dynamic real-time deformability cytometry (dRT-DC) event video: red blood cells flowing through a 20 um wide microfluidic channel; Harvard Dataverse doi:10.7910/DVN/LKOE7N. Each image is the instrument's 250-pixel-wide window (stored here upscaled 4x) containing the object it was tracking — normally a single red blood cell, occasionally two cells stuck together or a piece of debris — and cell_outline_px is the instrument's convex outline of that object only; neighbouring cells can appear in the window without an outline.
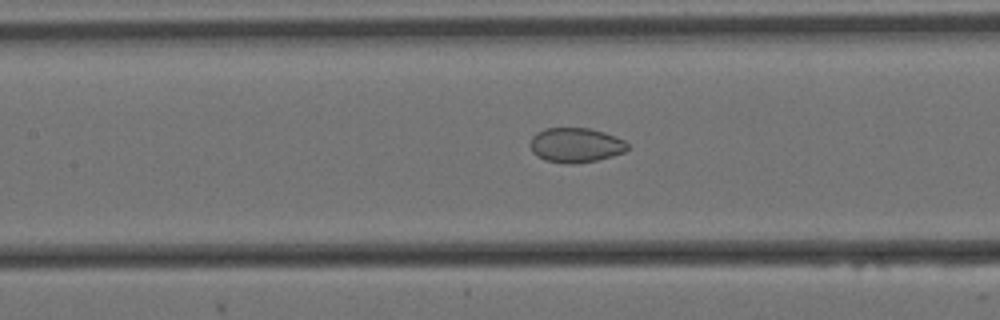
{"species": "Egyptian fruit bat (a non-hibernating species)", "species_latin": "Rousettus aegyptiacus", "temperature_condition": "cold", "stored_images_in_passage": 37, "camera_frame_rate_fps": 3000, "um_per_image_px": 0.085, "animal": {"sex": "female"}, "frame": {"image": 1, "passage_image": 17, "time_ms": 5.333, "image_size_px": [1000, 320], "cell_outline_px": [[628, 148], [624, 152], [612, 156], [596, 160], [572, 164], [564, 164], [544, 160], [536, 156], [532, 152], [528, 144], [532, 136], [536, 132], [544, 128], [588, 128], [604, 132], [624, 140], [628, 144]], "centroid_in_image_um": [48.88, 12.34], "position_along_channel_um": 158.5, "area_um2": 19.88}}
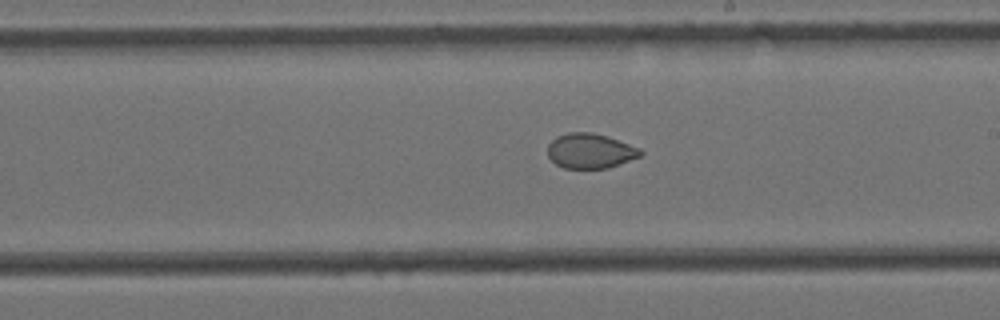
{"frame": {"image": 2, "passage_image": 24, "time_ms": 7.667, "image_size_px": [1000, 320], "cell_outline_px": [[644, 152], [640, 156], [608, 168], [564, 168], [556, 164], [548, 156], [548, 144], [556, 136], [568, 132], [592, 132], [608, 136], [640, 148]], "centroid_in_image_um": [50.16, 12.81], "position_along_channel_um": 238.8, "area_um2": 18.9}}
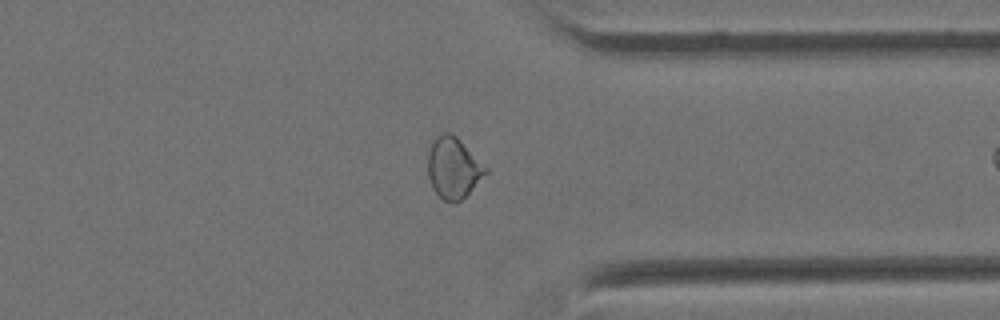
{"frame": {"image": 3, "passage_image": 36, "time_ms": 11.667, "image_size_px": [1000, 320], "cell_outline_px": [[488, 172], [460, 200], [452, 204], [444, 200], [432, 188], [428, 176], [428, 152], [432, 140], [440, 132], [452, 132], [488, 168]], "centroid_in_image_um": [38.51, 14.24], "position_along_channel_um": 372.9, "area_um2": 20.52}}